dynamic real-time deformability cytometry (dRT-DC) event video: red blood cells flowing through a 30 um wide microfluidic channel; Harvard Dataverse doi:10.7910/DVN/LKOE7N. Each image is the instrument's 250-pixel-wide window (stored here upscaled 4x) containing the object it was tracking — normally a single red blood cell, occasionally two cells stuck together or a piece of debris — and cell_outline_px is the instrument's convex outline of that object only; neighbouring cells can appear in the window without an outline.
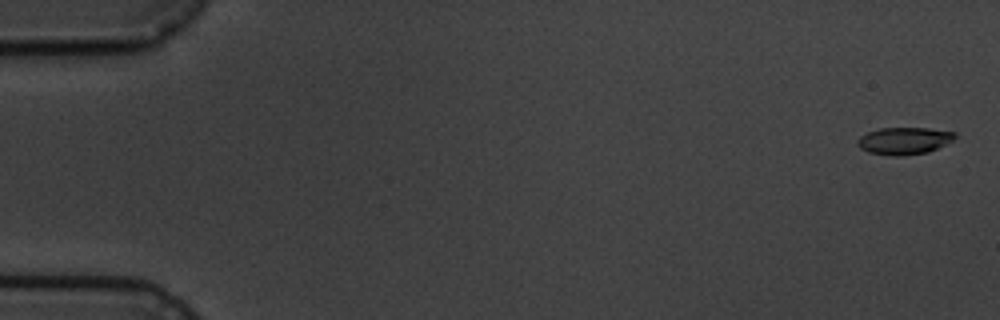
{"species": "common noctule bat (a hibernating species)", "species_latin": "Nyctalus noctula", "temperature_condition": "cold", "stored_images_in_passage": 8, "camera_frame_rate_fps": 3000, "um_per_image_px": 0.085, "animal": {"sex": "male", "body_mass_g": 19.5, "forearm_length_mm": 54.6}, "frame": {"image": 1, "passage_image": 1, "time_ms": 0.0, "image_size_px": [1000, 320], "cell_outline_px": [[956, 136], [952, 140], [928, 152], [900, 156], [892, 156], [868, 152], [860, 148], [856, 144], [856, 140], [860, 136], [868, 132], [880, 128], [928, 128], [956, 132]], "centroid_in_image_um": [76.81, 11.96], "position_along_channel_um": 8.2, "area_um2": 15.37}}
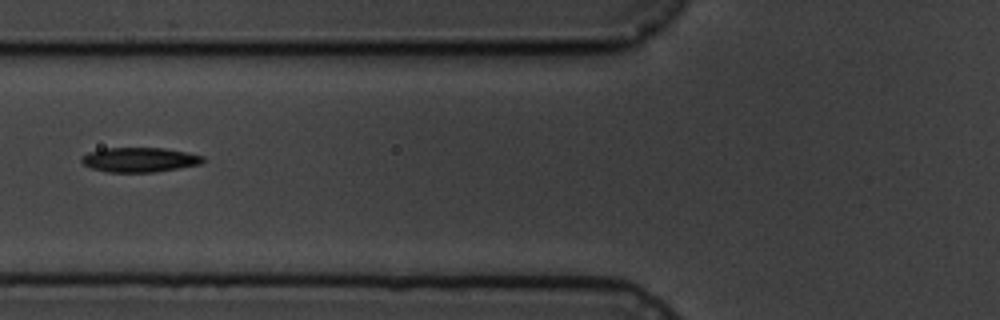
{"frame": {"image": 2, "passage_image": 7, "time_ms": 7.0, "image_size_px": [1000, 320], "cell_outline_px": [[204, 160], [200, 164], [156, 172], [108, 172], [92, 168], [84, 164], [80, 160], [80, 156], [88, 152], [104, 148], [164, 148], [204, 156]], "centroid_in_image_um": [11.82, 13.58], "position_along_channel_um": 114.0, "area_um2": 17.34}}
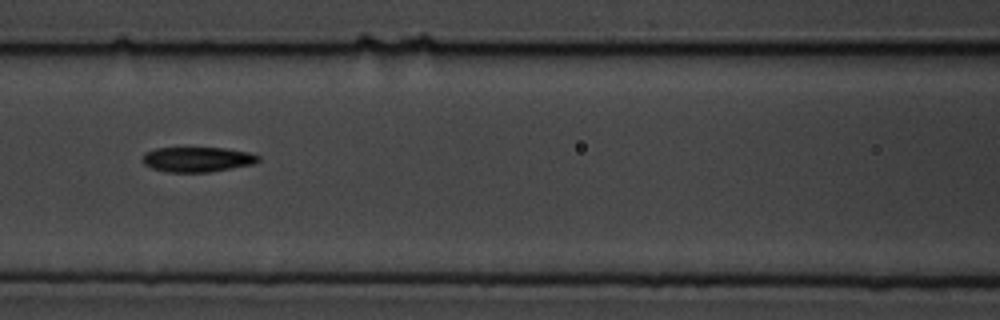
{"frame": {"image": 3, "passage_image": 8, "time_ms": 8.0, "image_size_px": [1000, 320], "cell_outline_px": [[260, 160], [256, 164], [208, 172], [168, 172], [152, 168], [144, 164], [140, 160], [144, 152], [156, 148], [224, 148], [248, 152], [260, 156]], "centroid_in_image_um": [16.76, 13.55], "position_along_channel_um": 149.8, "area_um2": 16.99}}